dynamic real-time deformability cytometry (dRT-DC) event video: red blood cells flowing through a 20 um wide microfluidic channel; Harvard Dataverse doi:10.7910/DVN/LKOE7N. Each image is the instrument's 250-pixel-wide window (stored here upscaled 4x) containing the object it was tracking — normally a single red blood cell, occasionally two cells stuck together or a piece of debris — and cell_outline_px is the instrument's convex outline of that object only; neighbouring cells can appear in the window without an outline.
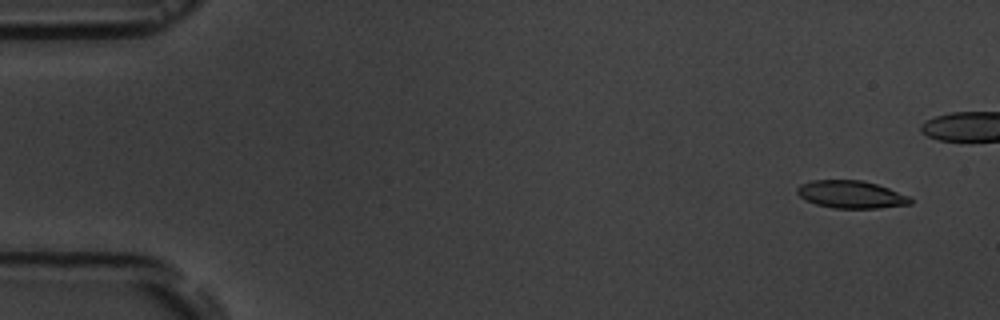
{"species": "common noctule bat (a hibernating species)", "species_latin": "Nyctalus noctula", "temperature_condition": "room temperature", "stored_images_in_passage": 6, "camera_frame_rate_fps": 3000, "um_per_image_px": 0.085, "animal": {"sex": "male", "body_mass_g": 19.5, "forearm_length_mm": 54.6}, "frame": {"image": 1, "passage_image": 2, "time_ms": 1.0, "image_size_px": [1000, 320], "cell_outline_px": [[912, 204], [876, 208], [832, 208], [816, 204], [804, 200], [796, 192], [796, 188], [800, 184], [812, 180], [864, 180], [888, 188], [908, 196], [912, 200]], "centroid_in_image_um": [72.3, 16.52], "position_along_channel_um": 12.7, "area_um2": 18.21}}
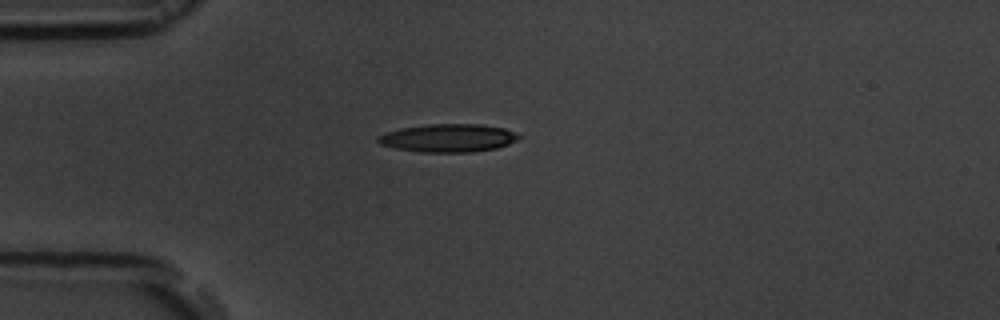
{"frame": {"image": 2, "passage_image": 6, "time_ms": 6.667, "image_size_px": [1000, 320], "cell_outline_px": [[520, 136], [516, 140], [508, 144], [496, 148], [472, 152], [420, 152], [396, 148], [380, 144], [376, 140], [376, 136], [388, 132], [404, 128], [428, 124], [480, 124], [504, 128]], "centroid_in_image_um": [38.08, 11.73], "position_along_channel_um": 46.9, "area_um2": 22.77}}